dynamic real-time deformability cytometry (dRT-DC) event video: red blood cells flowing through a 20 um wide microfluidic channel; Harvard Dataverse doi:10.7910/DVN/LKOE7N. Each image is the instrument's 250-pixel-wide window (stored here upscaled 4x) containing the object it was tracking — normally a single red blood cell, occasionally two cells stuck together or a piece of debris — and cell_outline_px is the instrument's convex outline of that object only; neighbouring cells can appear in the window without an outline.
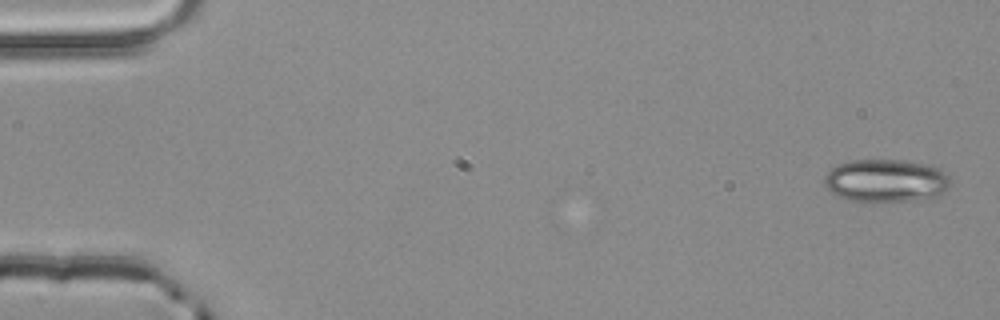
{"species": "common noctule bat (a hibernating species)", "species_latin": "Nyctalus noctula", "temperature_condition": "room temperature", "stored_images_in_passage": 4, "camera_frame_rate_fps": 3000, "um_per_image_px": 0.085, "animal": {"sex": "male", "body_mass_g": 20.4}, "frame": {"image": 1, "passage_image": 1, "time_ms": 0.0, "image_size_px": [1000, 320], "cell_outline_px": [[952, 184], [948, 188], [936, 196], [916, 200], [848, 200], [832, 192], [824, 184], [824, 176], [836, 164], [848, 160], [900, 160], [928, 164], [940, 168], [948, 176]], "centroid_in_image_um": [75.31, 15.32], "position_along_channel_um": 9.7, "area_um2": 31.21}}